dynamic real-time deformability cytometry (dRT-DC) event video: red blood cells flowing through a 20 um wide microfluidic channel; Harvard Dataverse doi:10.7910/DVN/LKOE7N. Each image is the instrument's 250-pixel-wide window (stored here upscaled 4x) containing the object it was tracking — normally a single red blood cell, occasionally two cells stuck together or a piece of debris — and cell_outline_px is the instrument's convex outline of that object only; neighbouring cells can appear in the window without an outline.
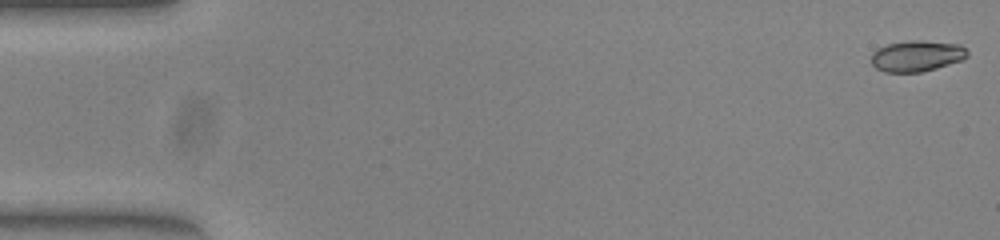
{"species": "common noctule bat (a hibernating species)", "species_latin": "Nyctalus noctula", "temperature_condition": "warm", "stored_images_in_passage": 12, "camera_frame_rate_fps": 3000, "um_per_image_px": 0.085, "animal": {"sex": "female", "body_mass_g": 23.0, "forearm_length_mm": 53.4}, "frame": {"image": 1, "passage_image": 1, "time_ms": 0.0, "image_size_px": [1000, 240], "cell_outline_px": [[968, 56], [960, 60], [936, 68], [920, 72], [884, 72], [876, 68], [872, 64], [872, 52], [876, 48], [888, 44], [908, 40], [920, 40], [960, 44], [968, 52]], "centroid_in_image_um": [77.89, 4.75], "position_along_channel_um": 7.1, "area_um2": 17.34}}